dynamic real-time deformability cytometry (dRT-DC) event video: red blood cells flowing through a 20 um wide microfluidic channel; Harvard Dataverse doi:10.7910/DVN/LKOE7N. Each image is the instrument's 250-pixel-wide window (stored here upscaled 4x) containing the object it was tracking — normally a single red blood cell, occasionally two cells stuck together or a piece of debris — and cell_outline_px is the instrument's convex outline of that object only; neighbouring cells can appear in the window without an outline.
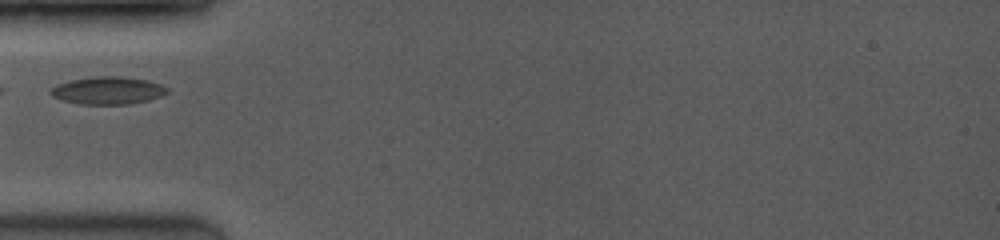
{"species": "common noctule bat (a hibernating species)", "species_latin": "Nyctalus noctula", "temperature_condition": "room temperature", "stored_images_in_passage": 3, "camera_frame_rate_fps": 3500, "um_per_image_px": 0.085, "animal": {"sex": "female", "body_mass_g": 19.0, "forearm_length_mm": 53.3}, "frame": {"image": 1, "passage_image": 1, "time_ms": 0.0, "image_size_px": [1000, 240], "cell_outline_px": [[168, 92], [160, 96], [148, 100], [128, 104], [80, 104], [60, 100], [52, 96], [48, 92], [56, 84], [72, 80], [96, 76], [120, 76], [148, 80], [160, 84], [168, 88]], "centroid_in_image_um": [9.14, 7.69], "position_along_channel_um": 75.9, "area_um2": 18.73}}
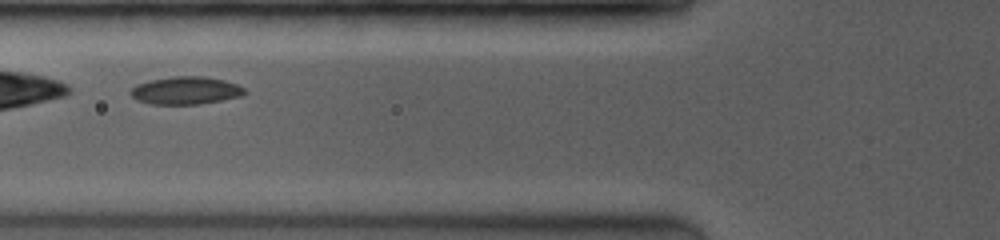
{"frame": {"image": 2, "passage_image": 2, "time_ms": 0.857, "image_size_px": [1000, 240], "cell_outline_px": [[248, 92], [240, 96], [200, 104], [152, 104], [140, 100], [132, 96], [128, 92], [136, 84], [148, 80], [172, 76], [204, 76], [224, 80], [236, 84], [244, 88]], "centroid_in_image_um": [15.77, 7.68], "position_along_channel_um": 110.0, "area_um2": 18.38}}